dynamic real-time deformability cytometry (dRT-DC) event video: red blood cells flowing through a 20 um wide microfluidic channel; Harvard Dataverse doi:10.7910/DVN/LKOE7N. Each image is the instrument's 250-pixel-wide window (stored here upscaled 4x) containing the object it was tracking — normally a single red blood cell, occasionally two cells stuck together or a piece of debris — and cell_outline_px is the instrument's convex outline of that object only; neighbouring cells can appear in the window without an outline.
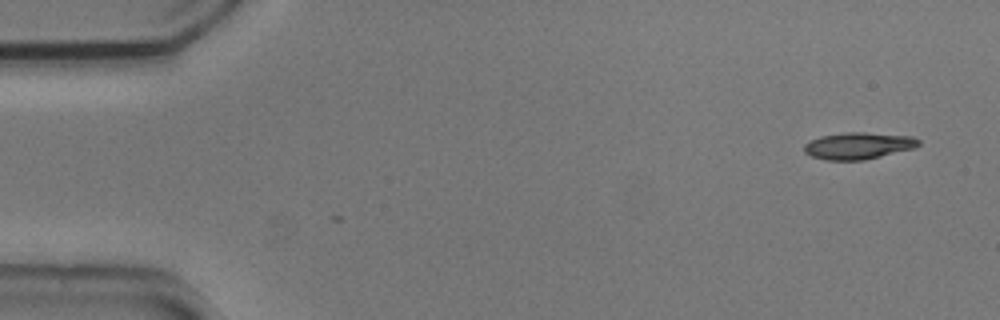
{"species": "common noctule bat (a hibernating species)", "species_latin": "Nyctalus noctula", "temperature_condition": "cold", "stored_images_in_passage": 7, "camera_frame_rate_fps": 3000, "um_per_image_px": 0.085, "animal": {"sex": "male", "body_mass_g": 20.5, "forearm_length_mm": 52.5}, "frame": {"image": 1, "passage_image": 1, "time_ms": 0.0, "image_size_px": [1000, 320], "cell_outline_px": [[920, 144], [916, 148], [864, 160], [828, 160], [812, 156], [804, 152], [804, 144], [820, 136], [844, 132], [864, 132], [912, 136], [920, 140]], "centroid_in_image_um": [72.99, 12.38], "position_along_channel_um": 12.0, "area_um2": 17.92}}
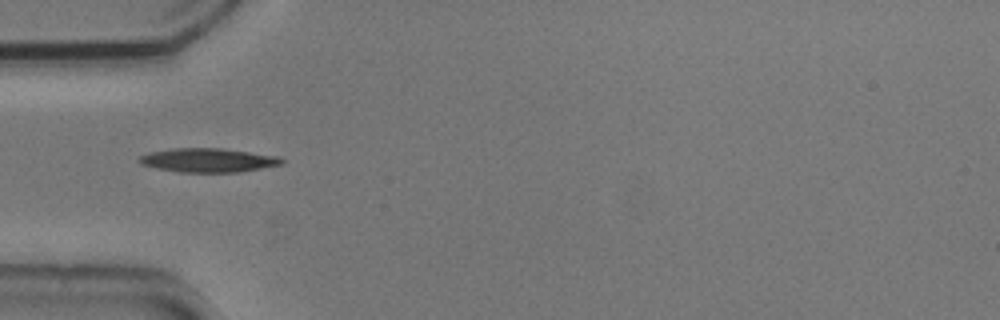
{"frame": {"image": 2, "passage_image": 5, "time_ms": 1.333, "image_size_px": [1000, 320], "cell_outline_px": [[284, 164], [236, 172], [180, 172], [156, 168], [140, 164], [136, 160], [140, 156], [148, 152], [172, 148], [220, 148], [280, 156], [284, 160]], "centroid_in_image_um": [17.66, 13.61], "position_along_channel_um": 67.3, "area_um2": 19.94}}
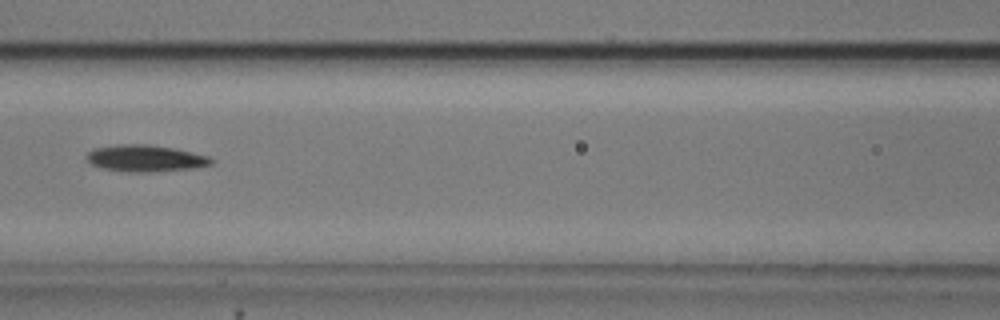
{"frame": {"image": 3, "passage_image": 7, "time_ms": 2.0, "image_size_px": [1000, 320], "cell_outline_px": [[216, 160], [212, 164], [192, 168], [140, 172], [136, 172], [104, 168], [92, 164], [84, 156], [92, 148], [120, 144], [148, 144], [176, 148], [208, 156]], "centroid_in_image_um": [12.36, 13.43], "position_along_channel_um": 154.2, "area_um2": 19.19}}